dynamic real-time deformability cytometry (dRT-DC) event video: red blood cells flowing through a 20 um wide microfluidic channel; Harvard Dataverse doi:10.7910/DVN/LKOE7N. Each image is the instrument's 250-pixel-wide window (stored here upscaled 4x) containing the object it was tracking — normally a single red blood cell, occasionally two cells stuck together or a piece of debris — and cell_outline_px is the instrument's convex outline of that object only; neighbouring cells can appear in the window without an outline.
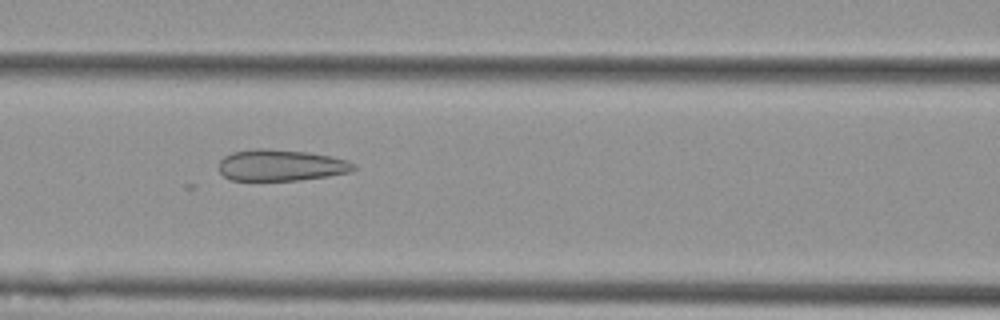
{"species": "Egyptian fruit bat (a non-hibernating species)", "species_latin": "Rousettus aegyptiacus", "temperature_condition": "cold", "stored_images_in_passage": 51, "camera_frame_rate_fps": 3000, "um_per_image_px": 0.085, "animal": {"sex": "female"}, "frame": {"image": 1, "passage_image": 19, "time_ms": 6.0, "image_size_px": [1000, 320], "cell_outline_px": [[356, 168], [352, 172], [328, 176], [300, 180], [232, 180], [224, 176], [220, 172], [216, 164], [224, 156], [232, 152], [256, 148], [268, 148], [308, 152], [332, 156], [348, 160], [356, 164]], "centroid_in_image_um": [23.89, 14.04], "position_along_channel_um": 142.7, "area_um2": 25.03}}
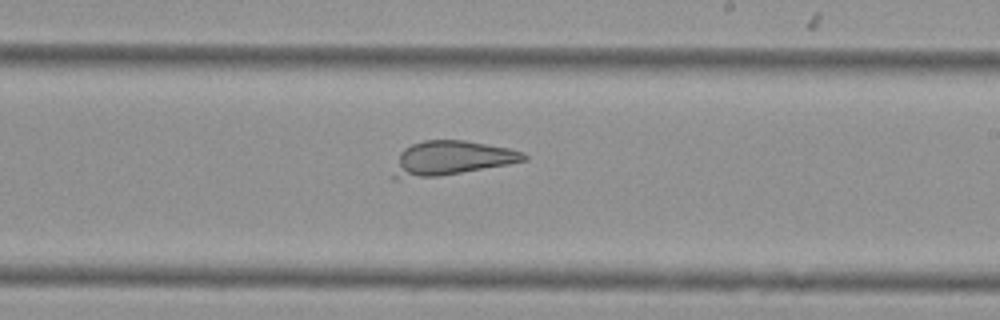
{"frame": {"image": 2, "passage_image": 28, "time_ms": 9.0, "image_size_px": [1000, 320], "cell_outline_px": [[528, 160], [508, 164], [436, 176], [396, 180], [392, 180], [392, 176], [400, 152], [404, 148], [412, 144], [424, 140], [464, 140], [508, 148], [524, 152], [528, 156]], "centroid_in_image_um": [38.34, 13.45], "position_along_channel_um": 250.7, "area_um2": 25.89}}
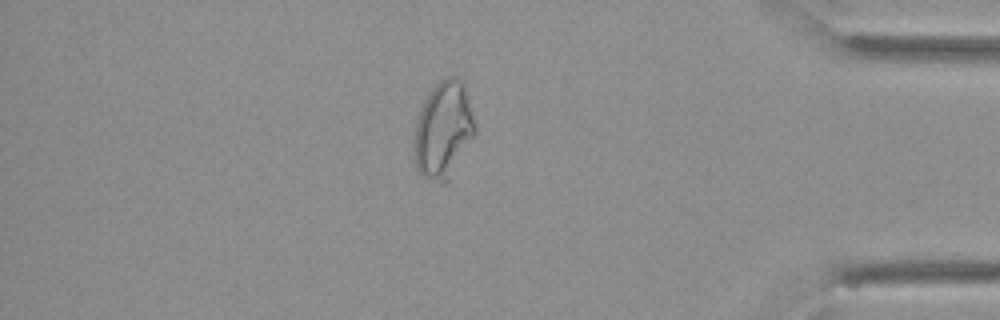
{"frame": {"image": 3, "passage_image": 43, "time_ms": 14.0, "image_size_px": [1000, 320], "cell_outline_px": [[476, 132], [448, 180], [444, 184], [440, 184], [424, 176], [416, 168], [416, 120], [420, 108], [428, 92], [444, 76], [456, 76], [464, 84], [476, 124]], "centroid_in_image_um": [37.71, 10.99], "position_along_channel_um": 397.5, "area_um2": 33.87}}